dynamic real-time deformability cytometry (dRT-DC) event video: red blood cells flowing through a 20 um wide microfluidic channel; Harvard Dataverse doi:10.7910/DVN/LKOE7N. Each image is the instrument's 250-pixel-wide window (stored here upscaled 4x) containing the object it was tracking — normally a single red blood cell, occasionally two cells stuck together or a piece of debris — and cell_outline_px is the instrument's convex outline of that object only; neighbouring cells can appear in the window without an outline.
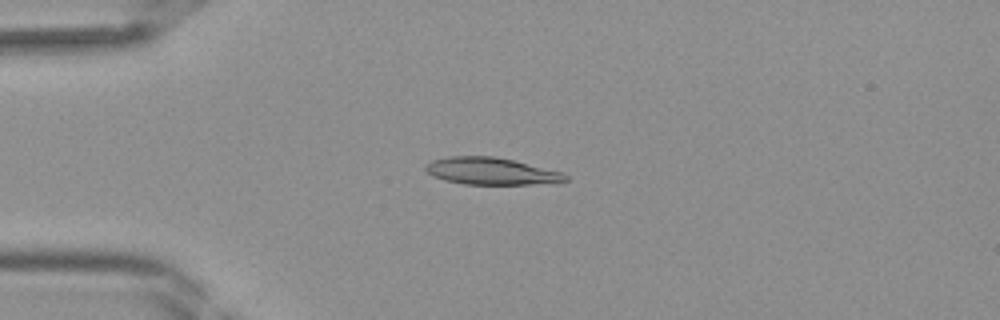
{"species": "Egyptian fruit bat (a non-hibernating species)", "species_latin": "Rousettus aegyptiacus", "temperature_condition": "room temperature", "stored_images_in_passage": 32, "camera_frame_rate_fps": 3000, "um_per_image_px": 0.085, "frame": {"image": 1, "passage_image": 1, "time_ms": 0.0, "image_size_px": [1000, 320], "cell_outline_px": [[568, 180], [560, 184], [464, 184], [444, 180], [432, 176], [424, 168], [424, 164], [432, 160], [448, 156], [492, 156], [512, 160], [564, 172], [568, 176]], "centroid_in_image_um": [41.79, 14.56], "position_along_channel_um": 43.2, "area_um2": 22.37}}
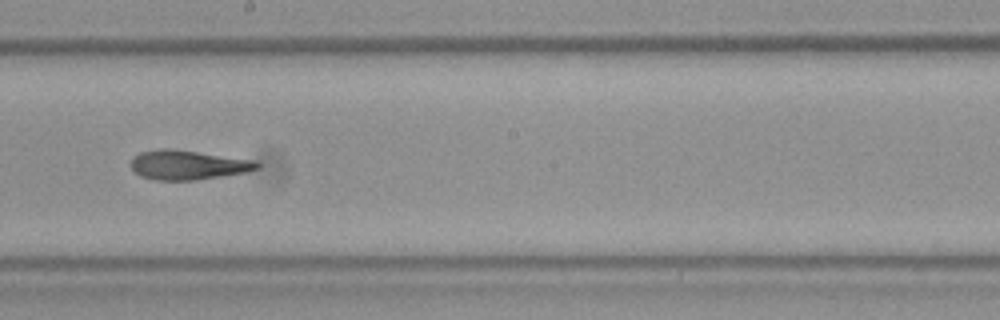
{"frame": {"image": 2, "passage_image": 14, "time_ms": 4.333, "image_size_px": [1000, 320], "cell_outline_px": [[260, 168], [248, 172], [224, 176], [196, 180], [156, 180], [140, 176], [128, 164], [132, 156], [140, 152], [160, 148], [172, 148], [256, 160], [260, 164]], "centroid_in_image_um": [15.97, 14.01], "position_along_channel_um": 232.2, "area_um2": 22.08}}
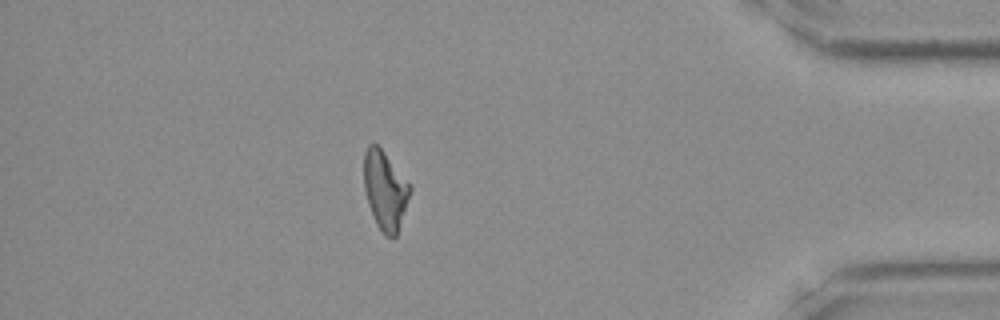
{"frame": {"image": 3, "passage_image": 27, "time_ms": 8.667, "image_size_px": [1000, 320], "cell_outline_px": [[412, 188], [396, 236], [384, 236], [376, 224], [368, 204], [364, 188], [364, 152], [368, 144], [376, 144], [384, 152]], "centroid_in_image_um": [32.7, 16.18], "position_along_channel_um": 402.5, "area_um2": 20.75}}